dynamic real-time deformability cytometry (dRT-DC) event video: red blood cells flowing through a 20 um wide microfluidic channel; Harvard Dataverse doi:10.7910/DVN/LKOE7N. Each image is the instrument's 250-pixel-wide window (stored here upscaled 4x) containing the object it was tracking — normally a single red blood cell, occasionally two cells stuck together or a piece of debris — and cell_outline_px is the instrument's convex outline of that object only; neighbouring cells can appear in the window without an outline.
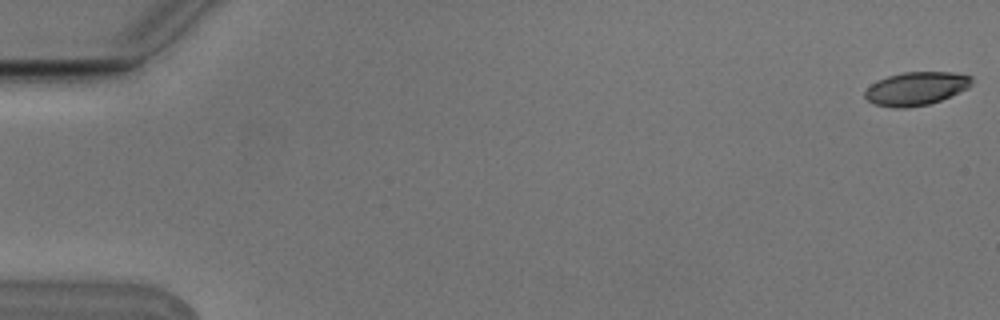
{"species": "Egyptian fruit bat (a non-hibernating species)", "species_latin": "Rousettus aegyptiacus", "temperature_condition": "cold", "stored_images_in_passage": 5, "camera_frame_rate_fps": 3000, "um_per_image_px": 0.085, "animal": {"sex": "male"}, "frame": {"image": 1, "passage_image": 1, "time_ms": 0.0, "image_size_px": [1000, 320], "cell_outline_px": [[972, 84], [968, 88], [940, 100], [928, 104], [904, 108], [896, 108], [876, 104], [868, 100], [864, 96], [864, 92], [876, 80], [900, 72], [952, 72], [972, 76]], "centroid_in_image_um": [77.87, 7.51], "position_along_channel_um": 7.1, "area_um2": 20.63}}
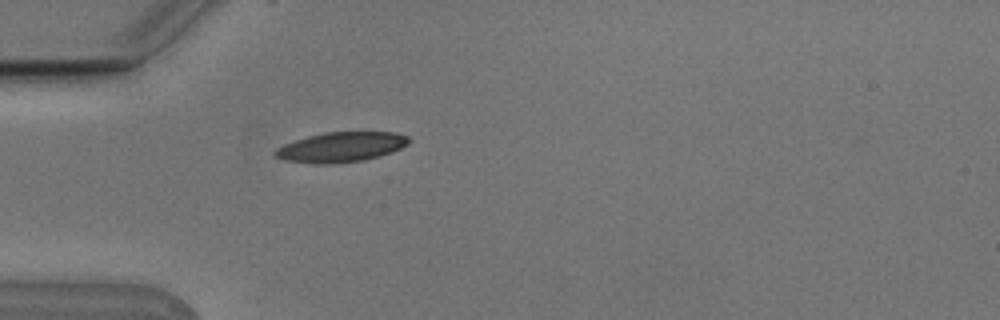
{"frame": {"image": 2, "passage_image": 5, "time_ms": 1.333, "image_size_px": [1000, 320], "cell_outline_px": [[412, 140], [408, 144], [392, 152], [380, 156], [364, 160], [328, 164], [316, 164], [284, 160], [276, 156], [272, 152], [276, 148], [284, 144], [308, 136], [324, 132], [396, 132], [408, 136]], "centroid_in_image_um": [29.01, 12.5], "position_along_channel_um": 56.0, "area_um2": 23.41}}